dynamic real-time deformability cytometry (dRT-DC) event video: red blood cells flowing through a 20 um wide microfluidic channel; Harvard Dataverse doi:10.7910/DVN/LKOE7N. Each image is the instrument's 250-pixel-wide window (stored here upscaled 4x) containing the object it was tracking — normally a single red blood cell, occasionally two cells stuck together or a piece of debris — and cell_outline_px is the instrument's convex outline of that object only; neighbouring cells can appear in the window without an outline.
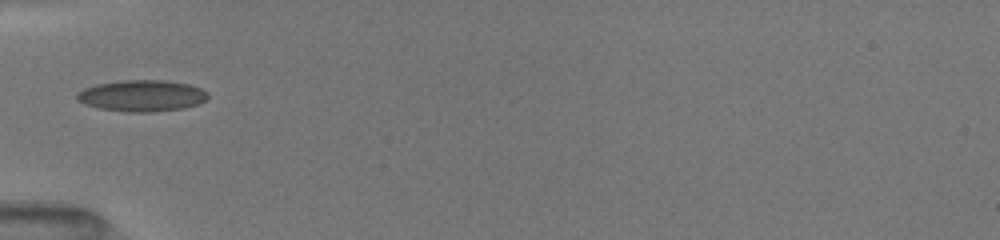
{"species": "common noctule bat (a hibernating species)", "species_latin": "Nyctalus noctula", "temperature_condition": "room temperature", "stored_images_in_passage": 5, "camera_frame_rate_fps": 3000, "um_per_image_px": 0.085, "animal": {"sex": "female", "body_mass_g": 19.5, "forearm_length_mm": 54.1}, "frame": {"image": 1, "passage_image": 1, "time_ms": 0.0, "image_size_px": [1000, 240], "cell_outline_px": [[208, 96], [204, 100], [196, 104], [184, 108], [152, 112], [128, 112], [100, 108], [84, 104], [76, 100], [76, 92], [84, 88], [96, 84], [120, 80], [164, 80], [188, 84], [200, 88], [208, 92]], "centroid_in_image_um": [12.02, 8.13], "position_along_channel_um": 73.0, "area_um2": 23.99}}
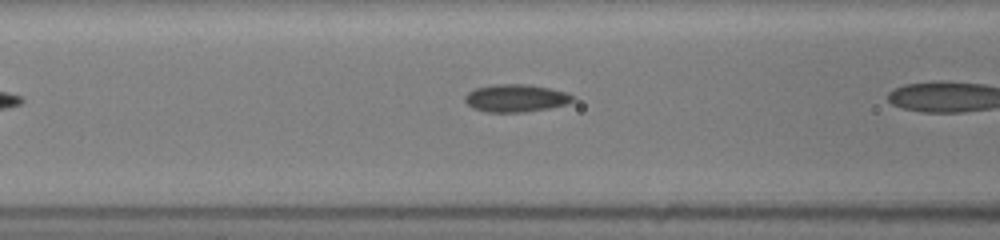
{"frame": {"image": 2, "passage_image": 3, "time_ms": 0.333, "image_size_px": [1000, 240], "cell_outline_px": [[576, 96], [568, 104], [548, 108], [524, 112], [484, 112], [472, 108], [464, 100], [464, 96], [468, 92], [476, 88], [492, 84], [528, 84], [568, 92]], "centroid_in_image_um": [43.84, 8.34], "position_along_channel_um": 122.8, "area_um2": 17.51}}